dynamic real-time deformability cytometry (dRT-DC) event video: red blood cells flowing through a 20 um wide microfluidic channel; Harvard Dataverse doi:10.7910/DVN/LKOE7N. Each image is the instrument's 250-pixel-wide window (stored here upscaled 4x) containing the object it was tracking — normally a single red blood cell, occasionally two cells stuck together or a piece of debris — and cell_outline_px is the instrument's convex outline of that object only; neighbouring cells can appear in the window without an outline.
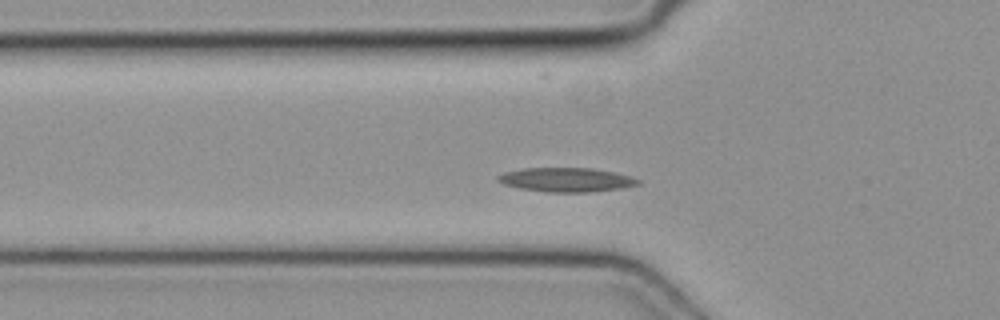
{"species": "common noctule bat (a hibernating species)", "species_latin": "Nyctalus noctula", "temperature_condition": "cold", "stored_images_in_passage": 44, "camera_frame_rate_fps": 3000, "um_per_image_px": 0.085, "animal": {"sex": "female", "body_mass_g": 19.3, "forearm_length_mm": 54.1}, "frame": {"image": 1, "passage_image": 10, "time_ms": 3.0, "image_size_px": [1000, 320], "cell_outline_px": [[640, 184], [624, 188], [588, 192], [548, 192], [520, 188], [504, 184], [496, 180], [496, 176], [504, 172], [524, 168], [592, 168], [616, 172], [632, 176], [640, 180]], "centroid_in_image_um": [48.17, 15.27], "position_along_channel_um": 77.6, "area_um2": 19.83}}
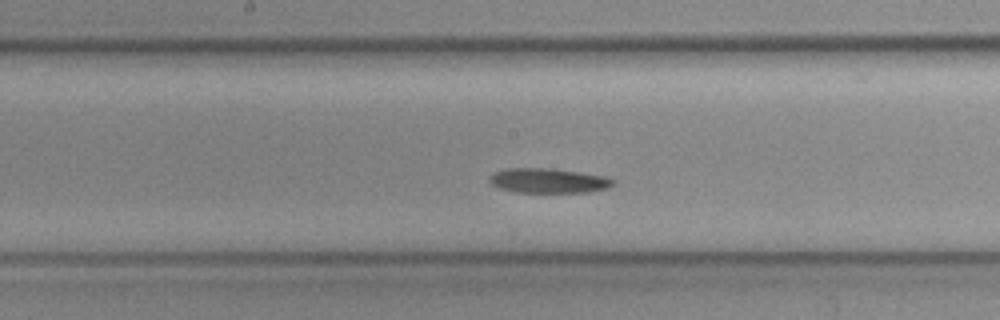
{"frame": {"image": 2, "passage_image": 19, "time_ms": 6.0, "image_size_px": [1000, 320], "cell_outline_px": [[616, 184], [608, 188], [588, 192], [516, 192], [500, 188], [492, 184], [488, 180], [488, 176], [492, 172], [508, 168], [548, 168], [604, 176], [616, 180]], "centroid_in_image_um": [46.6, 15.35], "position_along_channel_um": 201.6, "area_um2": 17.8}}
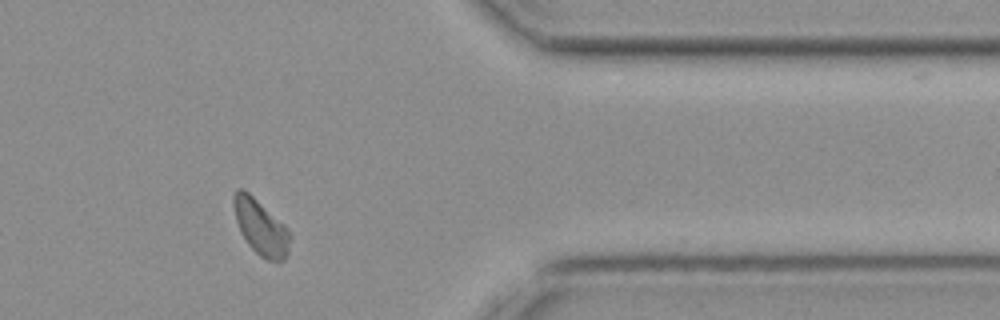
{"frame": {"image": 3, "passage_image": 34, "time_ms": 11.0, "image_size_px": [1000, 320], "cell_outline_px": [[292, 236], [288, 252], [284, 260], [280, 264], [268, 260], [260, 256], [248, 244], [240, 232], [236, 220], [232, 204], [232, 192], [236, 188], [244, 188], [288, 228]], "centroid_in_image_um": [22.16, 19.31], "position_along_channel_um": 389.2, "area_um2": 18.55}}